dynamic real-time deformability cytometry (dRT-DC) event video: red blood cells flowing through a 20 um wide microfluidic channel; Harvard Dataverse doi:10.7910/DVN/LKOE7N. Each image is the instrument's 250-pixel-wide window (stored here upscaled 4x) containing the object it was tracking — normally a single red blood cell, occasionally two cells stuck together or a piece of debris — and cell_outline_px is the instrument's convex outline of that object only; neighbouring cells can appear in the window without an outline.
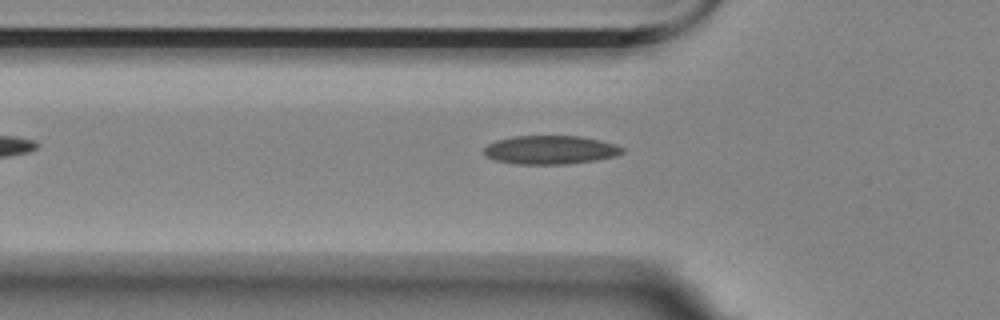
{"species": "Egyptian fruit bat (a non-hibernating species)", "species_latin": "Rousettus aegyptiacus", "temperature_condition": "room temperature", "stored_images_in_passage": 35, "camera_frame_rate_fps": 3000, "um_per_image_px": 0.085, "animal": {"sex": "female"}, "frame": {"image": 1, "passage_image": 3, "time_ms": 0.667, "image_size_px": [1000, 320], "cell_outline_px": [[624, 152], [616, 156], [596, 160], [568, 164], [516, 164], [492, 160], [484, 156], [484, 148], [488, 144], [496, 140], [516, 136], [580, 136], [600, 140], [616, 144], [624, 148]], "centroid_in_image_um": [46.77, 12.74], "position_along_channel_um": 79.0, "area_um2": 23.29}}
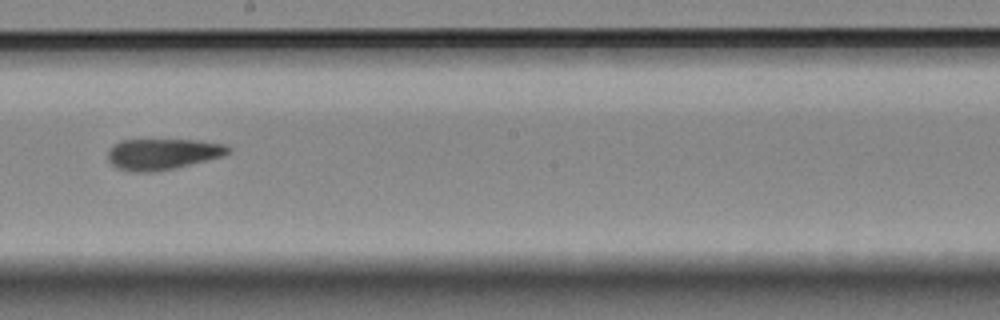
{"frame": {"image": 2, "passage_image": 16, "time_ms": 5.0, "image_size_px": [1000, 320], "cell_outline_px": [[228, 152], [220, 156], [176, 168], [152, 172], [128, 172], [116, 168], [108, 160], [108, 152], [116, 144], [124, 140], [196, 140], [224, 144], [228, 148]], "centroid_in_image_um": [13.76, 13.11], "position_along_channel_um": 234.4, "area_um2": 21.39}}
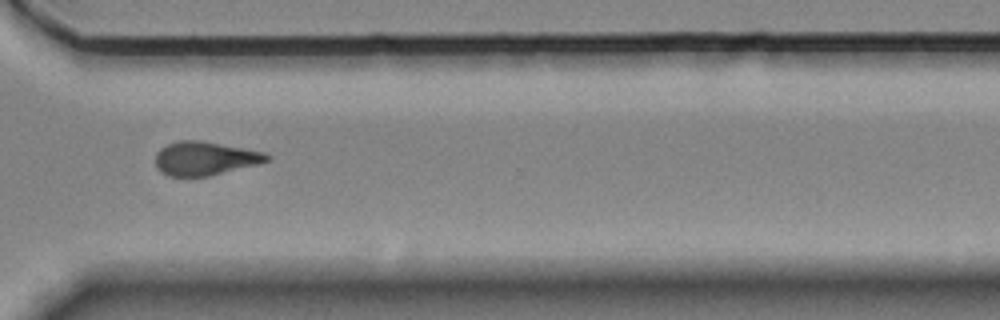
{"frame": {"image": 3, "passage_image": 26, "time_ms": 8.333, "image_size_px": [1000, 320], "cell_outline_px": [[268, 160], [256, 164], [208, 176], [168, 176], [160, 172], [156, 168], [156, 152], [160, 148], [168, 144], [180, 140], [196, 140], [264, 152], [268, 156]], "centroid_in_image_um": [17.33, 13.47], "position_along_channel_um": 353.3, "area_um2": 21.39}, "authors_computed_cell_mechanics": {"area_um2": 21.8484, "velocity_mm_per_s": 3.5648, "shape_relaxation_time_tau1_ms": null, "shape_relaxation_time_tau2_ms": 5.8031, "deformation_change_tau1": null, "deformation_change_tau2": 0.137}}